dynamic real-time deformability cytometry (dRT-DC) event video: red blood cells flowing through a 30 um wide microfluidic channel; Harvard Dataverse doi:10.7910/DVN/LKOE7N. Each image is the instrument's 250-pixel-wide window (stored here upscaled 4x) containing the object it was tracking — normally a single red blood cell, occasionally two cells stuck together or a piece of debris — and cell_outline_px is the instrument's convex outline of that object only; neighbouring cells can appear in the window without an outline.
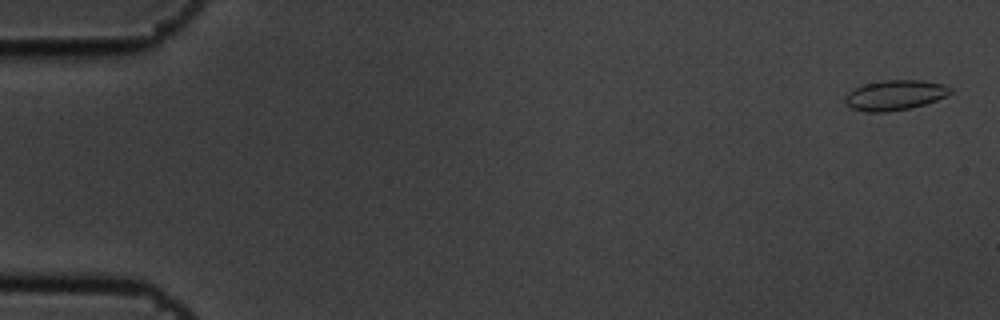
{"species": "common noctule bat (a hibernating species)", "species_latin": "Nyctalus noctula", "temperature_condition": "cold", "stored_images_in_passage": 6, "camera_frame_rate_fps": 3000, "um_per_image_px": 0.085, "animal": {"sex": "male", "body_mass_g": 19.5, "forearm_length_mm": 54.6}, "frame": {"image": 1, "passage_image": 1, "time_ms": 0.0, "image_size_px": [1000, 320], "cell_outline_px": [[952, 92], [948, 96], [912, 108], [888, 112], [864, 112], [852, 108], [844, 100], [844, 96], [848, 92], [864, 84], [884, 80], [920, 80], [944, 84], [952, 88]], "centroid_in_image_um": [76.09, 8.09], "position_along_channel_um": 8.9, "area_um2": 18.55}}
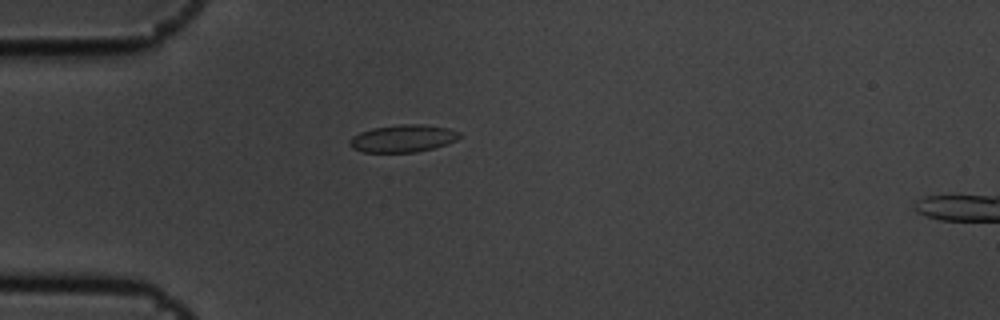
{"frame": {"image": 2, "passage_image": 5, "time_ms": 1.333, "image_size_px": [1000, 320], "cell_outline_px": [[464, 136], [448, 144], [416, 152], [364, 152], [352, 148], [348, 144], [348, 140], [352, 136], [360, 132], [372, 128], [400, 124], [420, 124], [448, 128], [460, 132]], "centroid_in_image_um": [34.26, 11.76], "position_along_channel_um": 50.7, "area_um2": 17.69}}